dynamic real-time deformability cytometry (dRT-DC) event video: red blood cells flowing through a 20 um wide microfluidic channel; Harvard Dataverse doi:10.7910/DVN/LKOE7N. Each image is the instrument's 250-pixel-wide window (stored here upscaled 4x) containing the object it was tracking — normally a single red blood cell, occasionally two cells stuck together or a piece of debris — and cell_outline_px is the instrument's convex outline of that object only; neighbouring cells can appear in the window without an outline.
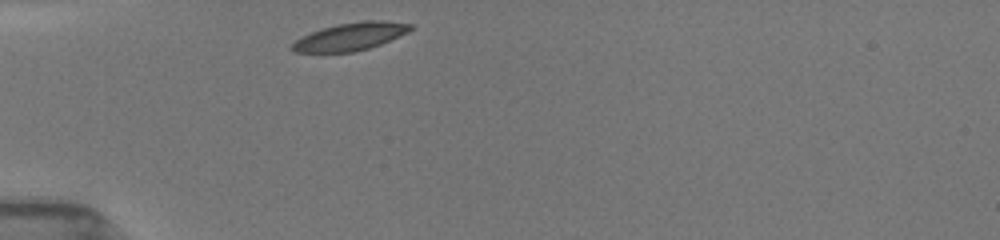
{"species": "common noctule bat (a hibernating species)", "species_latin": "Nyctalus noctula", "temperature_condition": "room temperature", "stored_images_in_passage": 30, "camera_frame_rate_fps": 3000, "um_per_image_px": 0.085, "animal": {"sex": "female", "body_mass_g": 19.5, "forearm_length_mm": 54.1}, "frame": {"image": 1, "passage_image": 1, "time_ms": 0.0, "image_size_px": [1000, 240], "cell_outline_px": [[412, 28], [408, 32], [380, 44], [368, 48], [352, 52], [292, 52], [288, 48], [300, 36], [320, 28], [336, 24], [364, 20], [384, 20], [412, 24]], "centroid_in_image_um": [29.73, 3.1], "position_along_channel_um": 55.3, "area_um2": 19.25}}
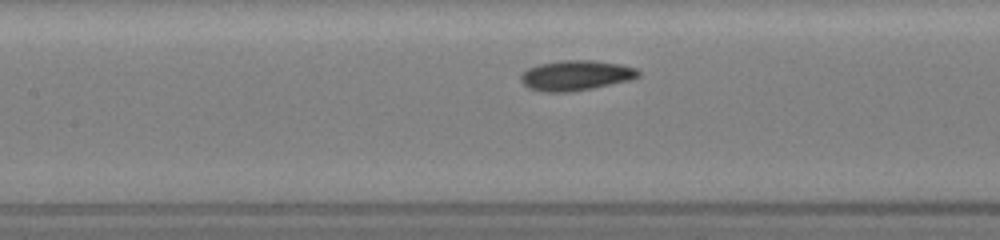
{"frame": {"image": 2, "passage_image": 10, "time_ms": 3.0, "image_size_px": [1000, 240], "cell_outline_px": [[640, 76], [628, 80], [592, 88], [572, 92], [540, 92], [528, 88], [520, 80], [520, 76], [528, 68], [540, 64], [560, 60], [592, 60], [620, 64], [636, 68], [640, 72]], "centroid_in_image_um": [48.92, 6.41], "position_along_channel_um": 158.5, "area_um2": 20.63}}
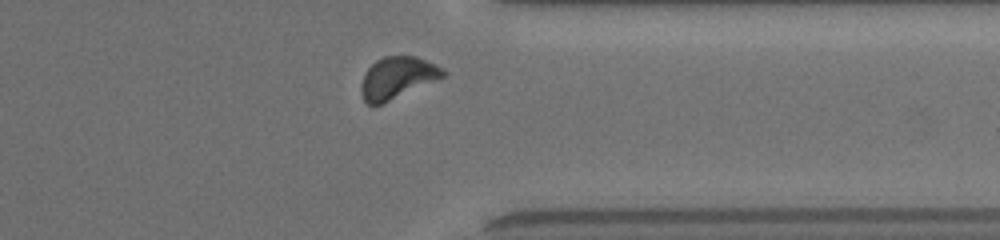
{"frame": {"image": 3, "passage_image": 27, "time_ms": 8.667, "image_size_px": [1000, 240], "cell_outline_px": [[448, 72], [444, 76], [436, 80], [380, 104], [368, 104], [364, 100], [360, 92], [360, 84], [364, 72], [376, 60], [384, 56], [416, 56], [436, 64], [444, 68]], "centroid_in_image_um": [33.76, 6.58], "position_along_channel_um": 377.6, "area_um2": 19.83}, "authors_computed_cell_mechanics": {"area_um2": 19.9699, "velocity_mm_per_s": 3.9028, "shape_relaxation_time_tau1_ms": 2.2721, "shape_relaxation_time_tau2_ms": 3.0046, "deformation_change_tau1": 0.1044, "deformation_change_tau2": 0.0887}}